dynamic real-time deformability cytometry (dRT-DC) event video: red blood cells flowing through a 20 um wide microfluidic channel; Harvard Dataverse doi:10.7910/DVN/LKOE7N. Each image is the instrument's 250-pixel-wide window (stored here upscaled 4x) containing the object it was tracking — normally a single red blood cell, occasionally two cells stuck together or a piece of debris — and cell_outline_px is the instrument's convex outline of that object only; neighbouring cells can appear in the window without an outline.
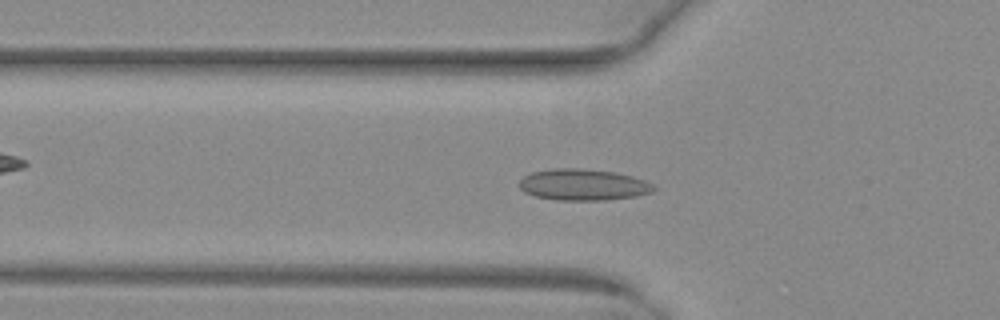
{"species": "common noctule bat (a hibernating species)", "species_latin": "Nyctalus noctula", "temperature_condition": "warm", "stored_images_in_passage": 45, "camera_frame_rate_fps": 3000, "um_per_image_px": 0.085, "animal": {"sex": "female", "body_mass_g": 29.2, "forearm_length_mm": 56.3}, "frame": {"image": 1, "passage_image": 17, "time_ms": 5.333, "image_size_px": [1000, 320], "cell_outline_px": [[656, 188], [652, 192], [636, 196], [604, 200], [556, 200], [536, 196], [524, 192], [520, 188], [520, 180], [524, 176], [532, 172], [552, 168], [580, 168], [612, 172], [632, 176], [644, 180], [652, 184]], "centroid_in_image_um": [49.56, 15.7], "position_along_channel_um": 76.2, "area_um2": 24.45}}
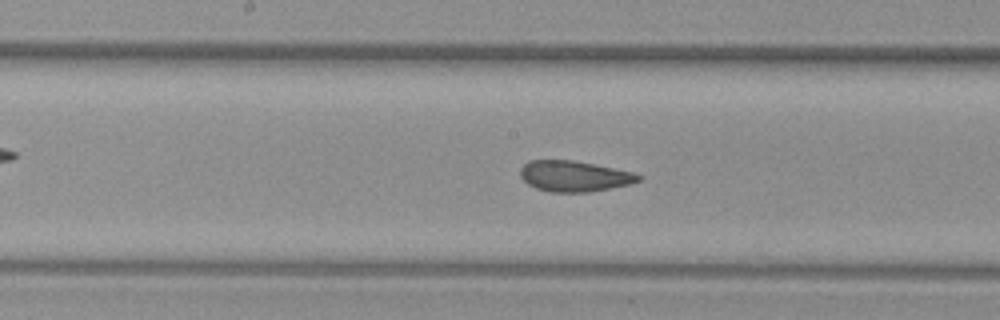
{"frame": {"image": 2, "passage_image": 26, "time_ms": 8.333, "image_size_px": [1000, 320], "cell_outline_px": [[644, 176], [640, 180], [632, 184], [588, 192], [548, 192], [536, 188], [528, 184], [520, 176], [520, 168], [528, 160], [572, 160], [636, 172]], "centroid_in_image_um": [48.84, 14.97], "position_along_channel_um": 199.4, "area_um2": 21.39}}
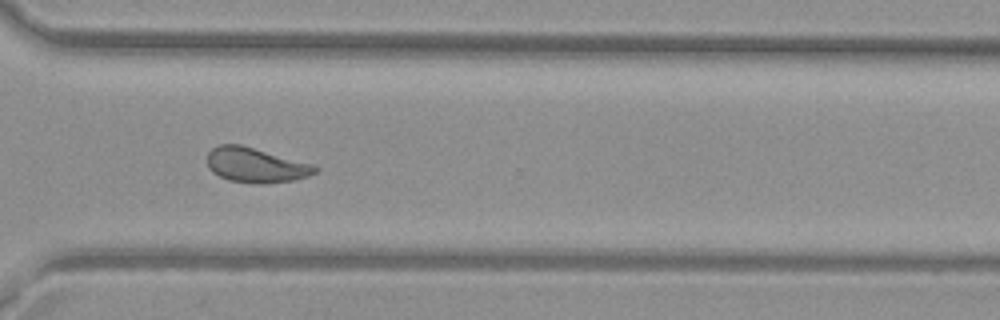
{"frame": {"image": 3, "passage_image": 37, "time_ms": 12.0, "image_size_px": [1000, 320], "cell_outline_px": [[320, 168], [316, 172], [308, 176], [292, 180], [264, 184], [256, 184], [228, 180], [212, 172], [208, 168], [208, 152], [212, 148], [220, 144], [240, 144], [316, 164]], "centroid_in_image_um": [21.77, 14.03], "position_along_channel_um": 348.8, "area_um2": 22.14}, "authors_computed_cell_mechanics": {"area_um2": 22.253, "velocity_mm_per_s": 4.0867, "shape_relaxation_time_tau1_ms": null, "shape_relaxation_time_tau2_ms": 1.2726, "deformation_change_tau1": null, "deformation_change_tau2": 0.0659}}